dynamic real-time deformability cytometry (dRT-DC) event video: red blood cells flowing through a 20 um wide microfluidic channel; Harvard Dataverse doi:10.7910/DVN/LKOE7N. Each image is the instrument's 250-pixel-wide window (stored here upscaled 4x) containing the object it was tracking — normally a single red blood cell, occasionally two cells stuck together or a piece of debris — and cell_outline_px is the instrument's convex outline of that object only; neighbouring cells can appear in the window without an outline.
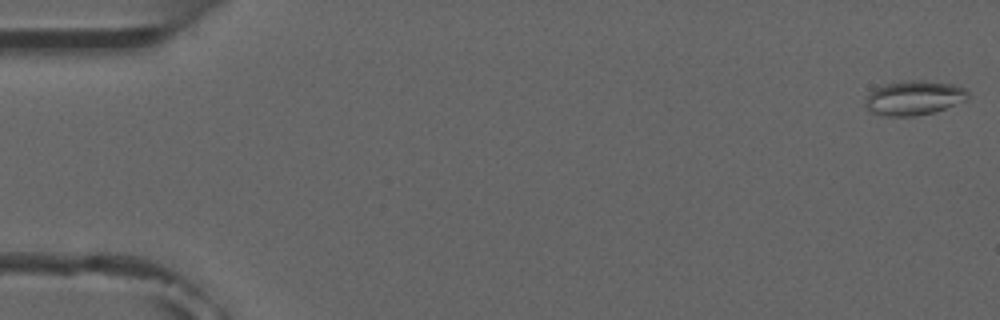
{"species": "common noctule bat (a hibernating species)", "species_latin": "Nyctalus noctula", "temperature_condition": "room temperature", "stored_images_in_passage": 4, "camera_frame_rate_fps": 3000, "um_per_image_px": 0.085, "animal": {"sex": "male", "forearm_length_mm": 52.5}, "frame": {"image": 1, "passage_image": 1, "time_ms": 0.0, "image_size_px": [1000, 320], "cell_outline_px": [[968, 100], [936, 112], [916, 116], [884, 116], [872, 112], [868, 108], [864, 100], [876, 88], [884, 84], [904, 80], [924, 80], [956, 84], [964, 88], [968, 92]], "centroid_in_image_um": [77.74, 8.32], "position_along_channel_um": 7.3, "area_um2": 20.81}}